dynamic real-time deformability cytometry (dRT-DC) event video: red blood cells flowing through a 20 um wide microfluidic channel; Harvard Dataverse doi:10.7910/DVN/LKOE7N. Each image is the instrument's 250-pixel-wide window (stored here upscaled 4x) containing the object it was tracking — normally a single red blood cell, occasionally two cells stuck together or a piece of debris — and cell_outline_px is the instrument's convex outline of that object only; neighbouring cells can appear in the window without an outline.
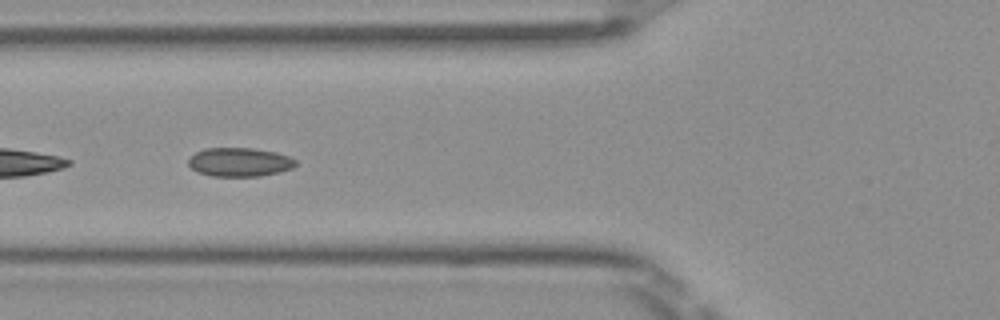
{"species": "Egyptian fruit bat (a non-hibernating species)", "species_latin": "Rousettus aegyptiacus", "temperature_condition": "room temperature", "stored_images_in_passage": 22, "camera_frame_rate_fps": 3000, "um_per_image_px": 0.085, "frame": {"image": 1, "passage_image": 10, "time_ms": 3.0, "image_size_px": [1000, 320], "cell_outline_px": [[296, 164], [292, 168], [280, 172], [260, 176], [212, 176], [200, 172], [192, 168], [188, 164], [188, 160], [196, 152], [204, 148], [252, 148], [276, 152], [288, 156], [296, 160]], "centroid_in_image_um": [20.38, 13.77], "position_along_channel_um": 105.4, "area_um2": 17.92}}
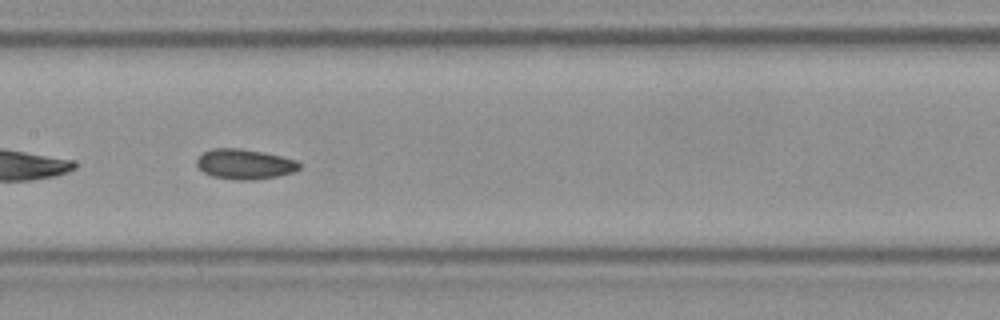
{"frame": {"image": 2, "passage_image": 16, "time_ms": 5.0, "image_size_px": [1000, 320], "cell_outline_px": [[300, 168], [292, 172], [276, 176], [252, 180], [236, 180], [212, 176], [204, 172], [196, 164], [196, 160], [204, 152], [212, 148], [240, 148], [264, 152], [296, 160], [300, 164]], "centroid_in_image_um": [20.78, 13.94], "position_along_channel_um": 186.6, "area_um2": 17.86}}
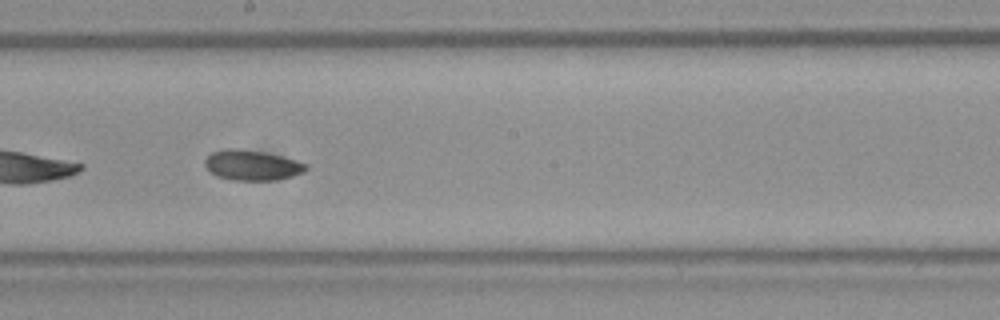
{"frame": {"image": 3, "passage_image": 19, "time_ms": 6.0, "image_size_px": [1000, 320], "cell_outline_px": [[308, 168], [304, 172], [292, 176], [276, 180], [232, 180], [216, 176], [204, 164], [204, 160], [212, 152], [224, 148], [236, 148], [264, 152], [296, 160], [308, 164]], "centroid_in_image_um": [21.42, 14.04], "position_along_channel_um": 226.8, "area_um2": 17.8}}